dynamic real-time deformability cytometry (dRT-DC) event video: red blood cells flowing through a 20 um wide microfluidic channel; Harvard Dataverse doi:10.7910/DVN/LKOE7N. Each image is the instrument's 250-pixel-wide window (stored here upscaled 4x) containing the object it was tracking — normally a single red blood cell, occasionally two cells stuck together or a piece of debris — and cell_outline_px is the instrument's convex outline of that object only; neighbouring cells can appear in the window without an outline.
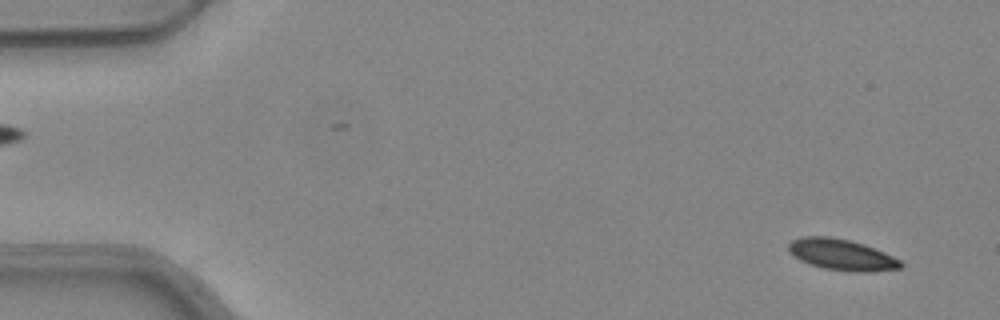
{"species": "common noctule bat (a hibernating species)", "species_latin": "Nyctalus noctula", "temperature_condition": "warm", "stored_images_in_passage": 53, "camera_frame_rate_fps": 3000, "um_per_image_px": 0.085, "animal": {"sex": "female", "body_mass_g": 24.6, "forearm_length_mm": 56.2}, "frame": {"image": 1, "passage_image": 3, "time_ms": 0.667, "image_size_px": [1000, 320], "cell_outline_px": [[904, 264], [900, 268], [868, 272], [852, 272], [824, 268], [800, 260], [788, 252], [788, 244], [792, 240], [804, 236], [828, 236], [848, 240], [864, 244], [884, 252], [900, 260]], "centroid_in_image_um": [71.53, 21.65], "position_along_channel_um": 13.5, "area_um2": 20.23}}
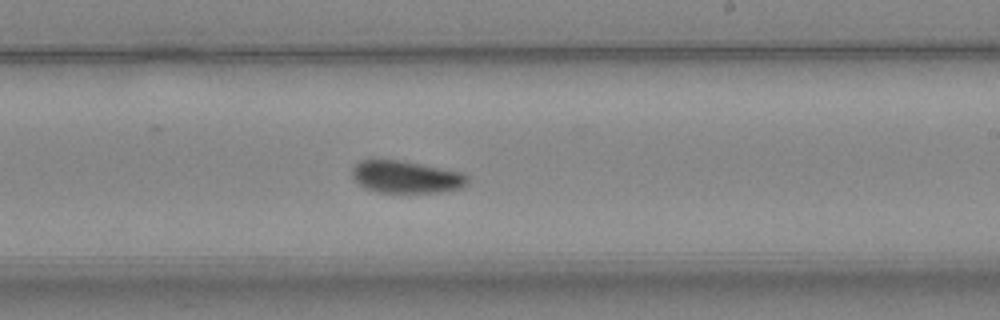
{"frame": {"image": 2, "passage_image": 31, "time_ms": 10.0, "image_size_px": [1000, 320], "cell_outline_px": [[468, 184], [460, 188], [440, 192], [376, 192], [364, 188], [352, 176], [352, 168], [360, 160], [400, 160], [464, 172], [468, 176]], "centroid_in_image_um": [34.54, 15.04], "position_along_channel_um": 254.5, "area_um2": 21.73}}
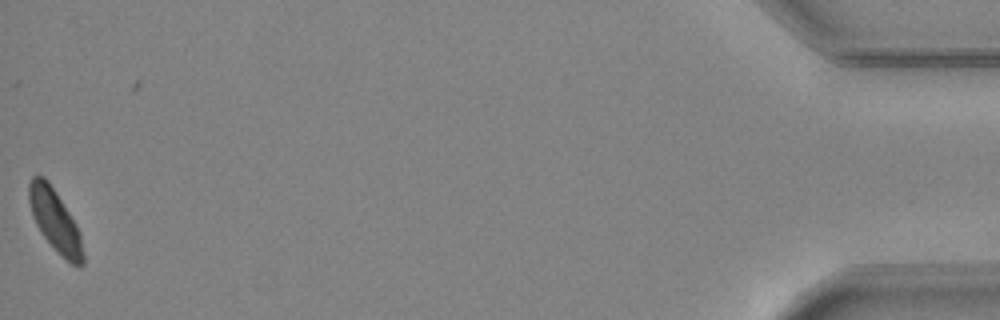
{"frame": {"image": 3, "passage_image": 52, "time_ms": 17.0, "image_size_px": [1000, 320], "cell_outline_px": [[84, 264], [80, 268], [72, 264], [40, 232], [36, 224], [28, 200], [28, 184], [32, 176], [44, 176], [48, 180], [56, 192], [76, 224], [80, 232], [84, 252]], "centroid_in_image_um": [4.69, 18.72], "position_along_channel_um": 430.5, "area_um2": 19.25}, "authors_computed_cell_mechanics": {"area_um2": 21.097, "velocity_mm_per_s": 3.9383, "shape_relaxation_time_tau1_ms": 4.6824, "shape_relaxation_time_tau2_ms": 8.4788, "deformation_change_tau1": 0.1106, "deformation_change_tau2": 0.1084}}